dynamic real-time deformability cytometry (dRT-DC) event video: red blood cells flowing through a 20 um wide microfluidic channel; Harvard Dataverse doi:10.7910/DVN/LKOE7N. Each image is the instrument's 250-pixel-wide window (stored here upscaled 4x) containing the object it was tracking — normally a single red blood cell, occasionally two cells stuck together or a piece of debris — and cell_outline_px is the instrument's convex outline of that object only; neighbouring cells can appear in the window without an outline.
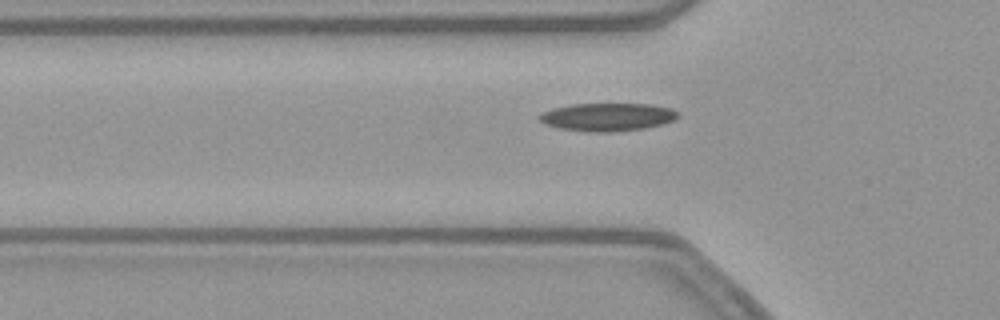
{"species": "common noctule bat (a hibernating species)", "species_latin": "Nyctalus noctula", "temperature_condition": "warm", "stored_images_in_passage": 38, "camera_frame_rate_fps": 3000, "um_per_image_px": 0.085, "animal": {"sex": "female", "body_mass_g": 21.9}, "frame": {"image": 1, "passage_image": 6, "time_ms": 1.667, "image_size_px": [1000, 320], "cell_outline_px": [[680, 116], [676, 120], [644, 128], [608, 132], [584, 132], [560, 128], [544, 124], [536, 116], [552, 108], [572, 104], [648, 104], [672, 108]], "centroid_in_image_um": [51.61, 9.94], "position_along_channel_um": 74.2, "area_um2": 22.6}}
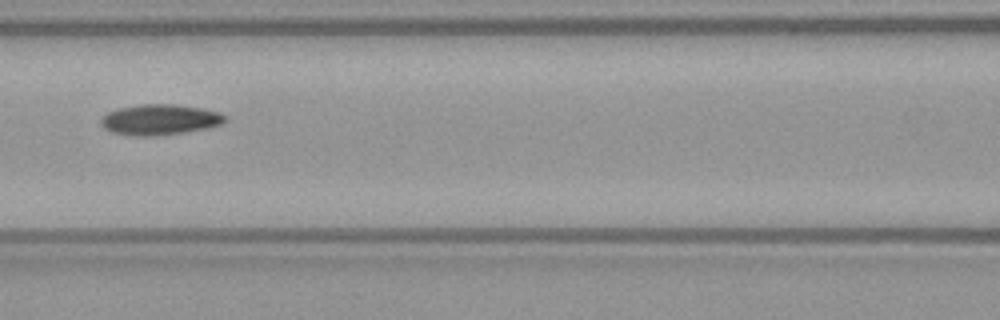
{"frame": {"image": 2, "passage_image": 12, "time_ms": 3.667, "image_size_px": [1000, 320], "cell_outline_px": [[224, 120], [220, 124], [208, 128], [184, 132], [148, 136], [132, 136], [112, 132], [104, 128], [100, 124], [100, 120], [108, 112], [120, 108], [144, 104], [176, 104], [200, 108], [220, 112], [224, 116]], "centroid_in_image_um": [13.55, 10.17], "position_along_channel_um": 153.0, "area_um2": 21.85}}
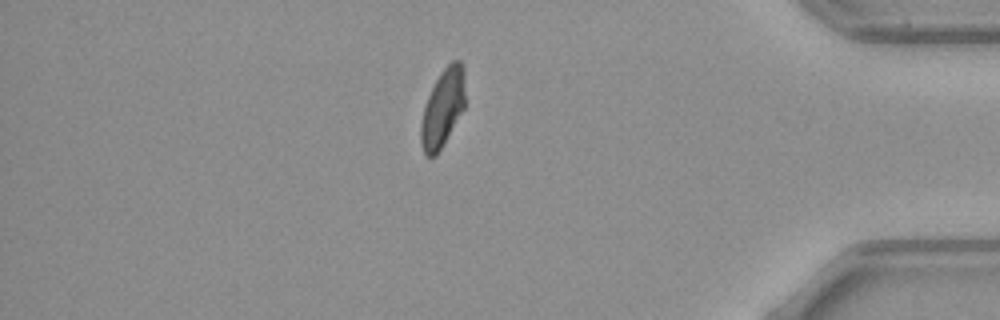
{"frame": {"image": 3, "passage_image": 34, "time_ms": 11.0, "image_size_px": [1000, 320], "cell_outline_px": [[464, 108], [436, 156], [428, 156], [424, 152], [420, 140], [420, 124], [424, 108], [428, 96], [440, 72], [452, 60], [460, 60], [464, 64]], "centroid_in_image_um": [37.63, 9.15], "position_along_channel_um": 397.6, "area_um2": 19.83}}